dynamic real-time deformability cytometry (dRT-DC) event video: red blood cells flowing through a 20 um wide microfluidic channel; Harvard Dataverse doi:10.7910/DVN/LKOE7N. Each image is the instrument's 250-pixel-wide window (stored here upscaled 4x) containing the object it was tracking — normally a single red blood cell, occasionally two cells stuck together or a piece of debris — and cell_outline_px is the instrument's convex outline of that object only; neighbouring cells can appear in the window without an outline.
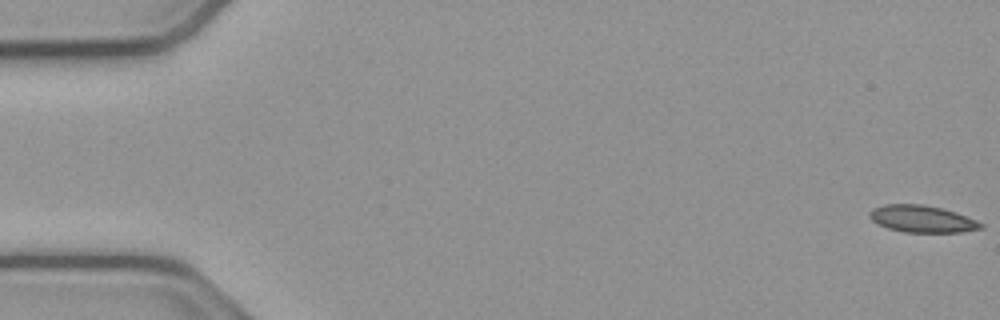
{"species": "common noctule bat (a hibernating species)", "species_latin": "Nyctalus noctula", "temperature_condition": "cold", "stored_images_in_passage": 40, "camera_frame_rate_fps": 3000, "um_per_image_px": 0.085, "animal": {"sex": "male", "body_mass_g": 23.1, "forearm_length_mm": 52.7}, "frame": {"image": 1, "passage_image": 1, "time_ms": 0.0, "image_size_px": [1000, 320], "cell_outline_px": [[984, 228], [960, 232], [904, 232], [888, 228], [872, 220], [868, 216], [868, 212], [872, 208], [884, 204], [920, 204], [940, 208], [956, 212], [976, 220], [984, 224]], "centroid_in_image_um": [78.37, 18.6], "position_along_channel_um": 6.6, "area_um2": 17.46}}
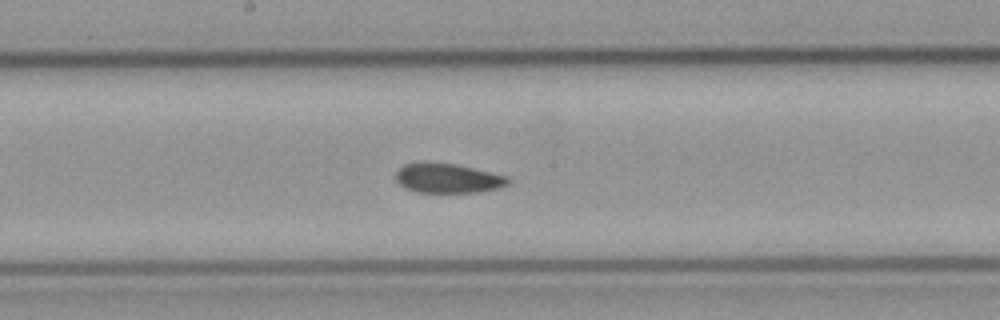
{"frame": {"image": 2, "passage_image": 20, "time_ms": 6.333, "image_size_px": [1000, 320], "cell_outline_px": [[512, 180], [508, 184], [500, 188], [476, 192], [416, 192], [404, 188], [396, 180], [396, 172], [404, 164], [420, 160], [424, 160], [456, 164], [492, 172], [508, 176]], "centroid_in_image_um": [38.05, 15.12], "position_along_channel_um": 210.2, "area_um2": 19.83}}
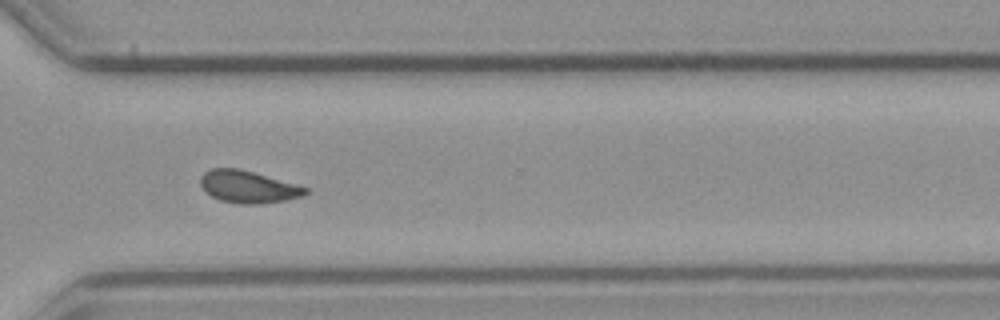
{"frame": {"image": 3, "passage_image": 31, "time_ms": 10.0, "image_size_px": [1000, 320], "cell_outline_px": [[308, 192], [304, 196], [284, 200], [260, 204], [240, 204], [220, 200], [212, 196], [200, 184], [200, 176], [204, 172], [212, 168], [236, 168], [252, 172], [296, 184], [308, 188]], "centroid_in_image_um": [21.09, 15.88], "position_along_channel_um": 349.5, "area_um2": 19.48}, "authors_computed_cell_mechanics": {"area_um2": 19.7676, "velocity_mm_per_s": 3.8079, "shape_relaxation_time_tau1_ms": null, "shape_relaxation_time_tau2_ms": 2.0903, "deformation_change_tau1": null, "deformation_change_tau2": 0.0514}}